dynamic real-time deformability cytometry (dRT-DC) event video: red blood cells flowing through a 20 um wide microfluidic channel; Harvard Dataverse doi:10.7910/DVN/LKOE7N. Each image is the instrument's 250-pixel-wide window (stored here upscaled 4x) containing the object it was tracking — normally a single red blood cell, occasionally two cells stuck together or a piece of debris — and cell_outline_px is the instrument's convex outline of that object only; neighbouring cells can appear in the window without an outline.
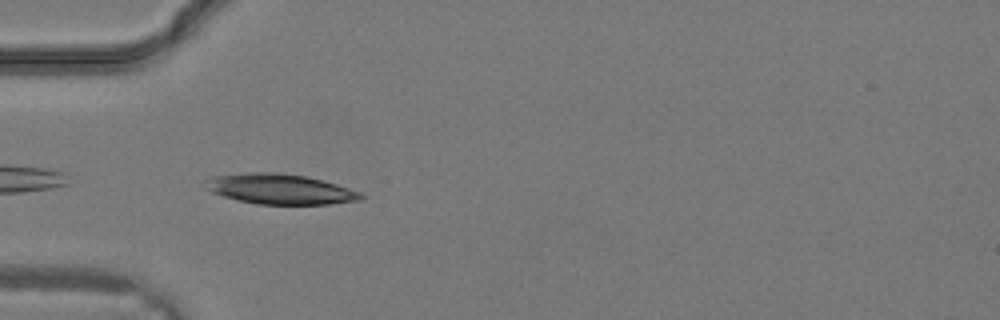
{"species": "common noctule bat (a hibernating species)", "species_latin": "Nyctalus noctula", "temperature_condition": "warm", "stored_images_in_passage": 22, "camera_frame_rate_fps": 3000, "um_per_image_px": 0.085, "animal": {"sex": "male", "body_mass_g": 19.2, "forearm_length_mm": 51.8}, "frame": {"image": 1, "passage_image": 9, "time_ms": 2.667, "image_size_px": [1000, 320], "cell_outline_px": [[368, 196], [360, 200], [328, 204], [256, 204], [236, 200], [212, 192], [204, 188], [204, 180], [212, 176], [248, 172], [276, 172], [308, 176], [336, 184], [360, 192]], "centroid_in_image_um": [23.78, 16.06], "position_along_channel_um": 61.2, "area_um2": 27.63}}
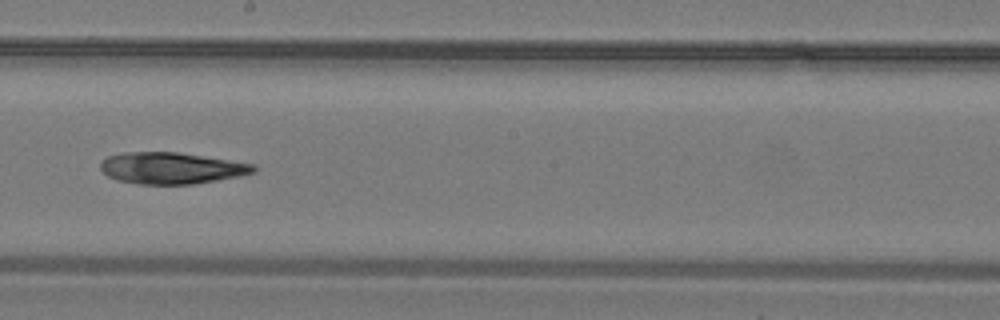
{"frame": {"image": 2, "passage_image": 17, "time_ms": 5.333, "image_size_px": [1000, 320], "cell_outline_px": [[256, 172], [240, 176], [192, 184], [140, 184], [116, 180], [108, 176], [100, 168], [100, 164], [108, 156], [124, 152], [176, 152], [252, 164], [256, 168]], "centroid_in_image_um": [14.54, 14.29], "position_along_channel_um": 233.7, "area_um2": 27.74}}
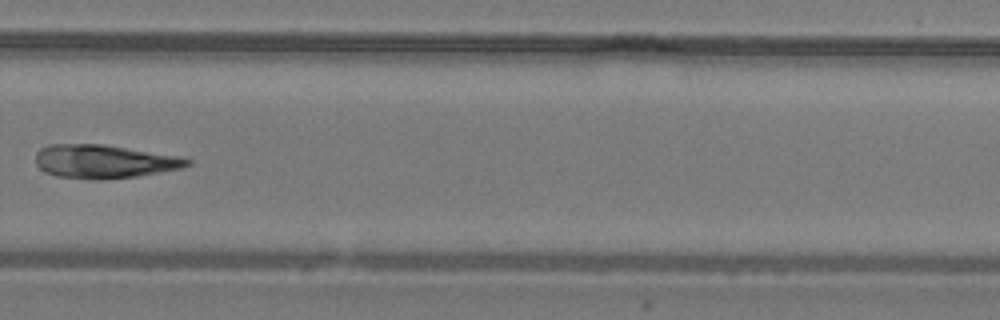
{"frame": {"image": 3, "passage_image": 21, "time_ms": 6.667, "image_size_px": [1000, 320], "cell_outline_px": [[192, 164], [180, 168], [140, 176], [100, 180], [92, 180], [56, 176], [40, 168], [36, 164], [36, 152], [40, 148], [48, 144], [104, 144], [176, 156], [192, 160]], "centroid_in_image_um": [8.82, 13.73], "position_along_channel_um": 321.0, "area_um2": 29.59}}